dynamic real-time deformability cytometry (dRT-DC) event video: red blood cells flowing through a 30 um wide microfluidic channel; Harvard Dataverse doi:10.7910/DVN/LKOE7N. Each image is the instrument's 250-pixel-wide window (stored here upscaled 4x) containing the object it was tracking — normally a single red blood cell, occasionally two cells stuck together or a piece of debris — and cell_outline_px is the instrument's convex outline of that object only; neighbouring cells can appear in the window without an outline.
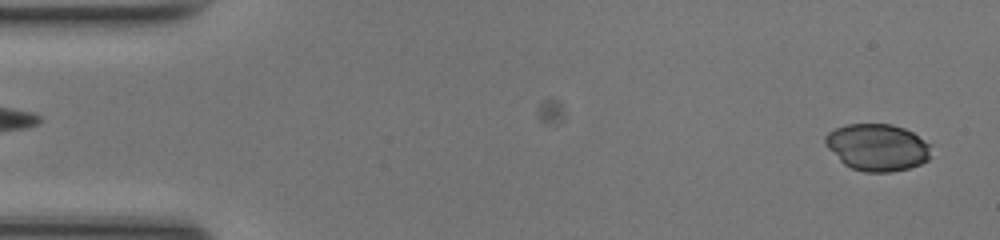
{"species": "common noctule bat (a hibernating species)", "species_latin": "Nyctalus noctula", "temperature_condition": "room temperature", "stored_images_in_passage": 48, "camera_frame_rate_fps": 3000, "um_per_image_px": 0.085, "animal": {"sex": "female", "body_mass_g": 17.0, "forearm_length_mm": 48.0}, "frame": {"image": 1, "passage_image": 2, "time_ms": 0.333, "image_size_px": [1000, 240], "cell_outline_px": [[932, 156], [928, 160], [920, 164], [908, 168], [892, 172], [864, 172], [852, 168], [844, 164], [824, 144], [824, 136], [828, 132], [844, 124], [892, 124], [904, 128], [912, 132], [932, 144]], "centroid_in_image_um": [74.6, 12.52], "position_along_channel_um": 10.4, "area_um2": 29.3}}
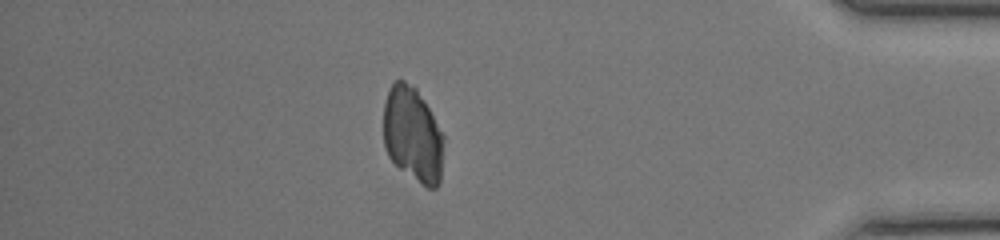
{"frame": {"image": 2, "passage_image": 42, "time_ms": 13.667, "image_size_px": [1000, 240], "cell_outline_px": [[444, 140], [440, 184], [436, 188], [428, 188], [400, 168], [388, 156], [384, 148], [384, 104], [388, 88], [396, 80], [404, 80], [416, 88], [428, 108], [444, 136]], "centroid_in_image_um": [35.08, 11.44], "position_along_channel_um": 400.1, "area_um2": 33.23}}